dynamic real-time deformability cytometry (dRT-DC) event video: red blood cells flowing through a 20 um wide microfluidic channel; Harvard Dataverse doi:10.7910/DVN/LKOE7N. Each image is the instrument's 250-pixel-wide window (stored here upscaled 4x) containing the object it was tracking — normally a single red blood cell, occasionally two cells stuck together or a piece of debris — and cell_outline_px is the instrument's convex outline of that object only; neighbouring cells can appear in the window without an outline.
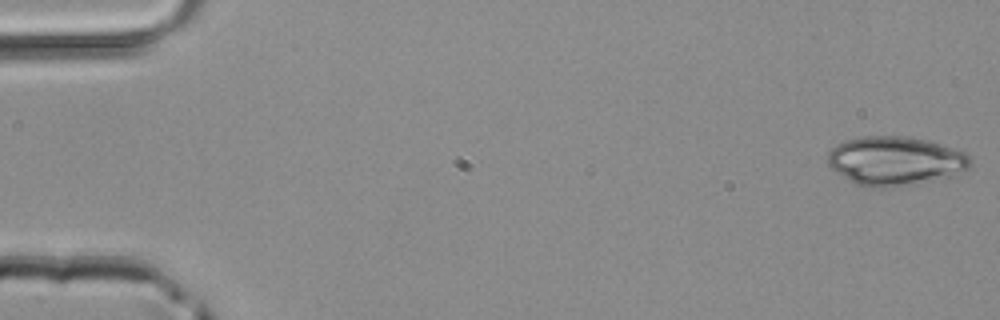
{"species": "common noctule bat (a hibernating species)", "species_latin": "Nyctalus noctula", "temperature_condition": "room temperature", "stored_images_in_passage": 4, "camera_frame_rate_fps": 3000, "um_per_image_px": 0.085, "animal": {"sex": "male", "body_mass_g": 20.4}, "frame": {"image": 1, "passage_image": 1, "time_ms": 0.0, "image_size_px": [1000, 320], "cell_outline_px": [[972, 164], [968, 168], [952, 176], [932, 180], [884, 188], [880, 188], [856, 184], [832, 168], [828, 164], [828, 152], [836, 144], [844, 140], [864, 136], [904, 136], [928, 140], [964, 152], [972, 156]], "centroid_in_image_um": [76.11, 13.65], "position_along_channel_um": 8.9, "area_um2": 40.4}}